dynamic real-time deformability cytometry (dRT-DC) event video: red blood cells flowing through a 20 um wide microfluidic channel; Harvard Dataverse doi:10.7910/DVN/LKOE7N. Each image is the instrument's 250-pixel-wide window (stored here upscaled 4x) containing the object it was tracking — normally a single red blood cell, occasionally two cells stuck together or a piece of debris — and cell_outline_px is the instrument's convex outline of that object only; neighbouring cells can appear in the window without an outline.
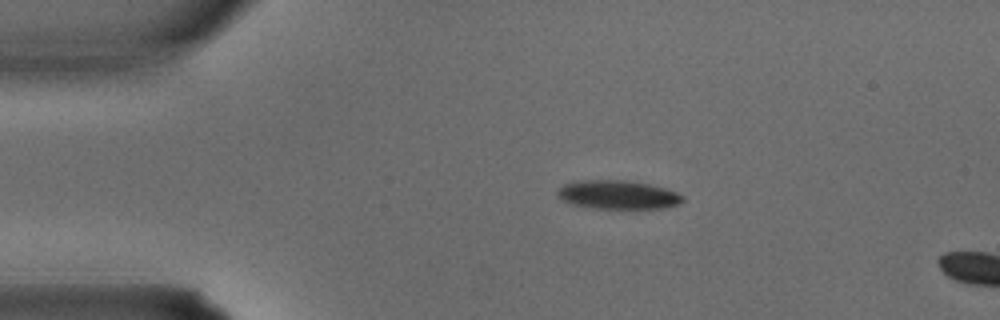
{"species": "common noctule bat (a hibernating species)", "species_latin": "Nyctalus noctula", "temperature_condition": "warm", "stored_images_in_passage": 2, "camera_frame_rate_fps": 3000, "um_per_image_px": 0.085, "animal": {"sex": "male", "body_mass_g": 15.6}, "frame": {"image": 1, "passage_image": 1, "time_ms": 0.0, "image_size_px": [1000, 320], "cell_outline_px": [[684, 200], [680, 204], [664, 208], [596, 208], [568, 204], [560, 200], [556, 196], [556, 192], [564, 184], [580, 180], [628, 180], [652, 184], [676, 192], [684, 196]], "centroid_in_image_um": [52.5, 16.55], "position_along_channel_um": 32.5, "area_um2": 21.21}}